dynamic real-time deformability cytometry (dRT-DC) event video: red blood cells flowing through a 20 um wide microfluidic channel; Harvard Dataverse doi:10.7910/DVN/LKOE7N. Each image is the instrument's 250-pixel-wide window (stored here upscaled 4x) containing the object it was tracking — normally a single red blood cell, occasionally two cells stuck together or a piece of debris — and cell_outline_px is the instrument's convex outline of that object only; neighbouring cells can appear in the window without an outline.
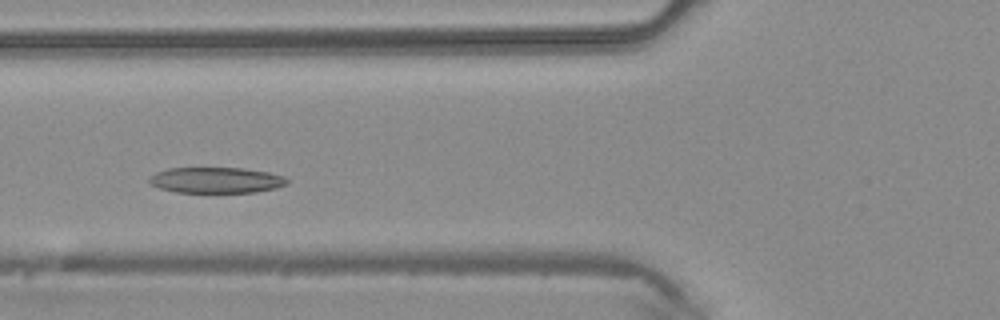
{"species": "common noctule bat (a hibernating species)", "species_latin": "Nyctalus noctula", "temperature_condition": "warm", "stored_images_in_passage": 4, "camera_frame_rate_fps": 3000, "um_per_image_px": 0.085, "animal": {"sex": "male", "body_mass_g": 20.4}, "frame": {"image": 1, "passage_image": 4, "time_ms": 1.0, "image_size_px": [1000, 320], "cell_outline_px": [[288, 184], [276, 188], [256, 192], [176, 192], [160, 188], [152, 184], [148, 180], [148, 176], [156, 172], [168, 168], [244, 168], [268, 172], [284, 176], [288, 180]], "centroid_in_image_um": [18.38, 15.31], "position_along_channel_um": 107.4, "area_um2": 20.75}}